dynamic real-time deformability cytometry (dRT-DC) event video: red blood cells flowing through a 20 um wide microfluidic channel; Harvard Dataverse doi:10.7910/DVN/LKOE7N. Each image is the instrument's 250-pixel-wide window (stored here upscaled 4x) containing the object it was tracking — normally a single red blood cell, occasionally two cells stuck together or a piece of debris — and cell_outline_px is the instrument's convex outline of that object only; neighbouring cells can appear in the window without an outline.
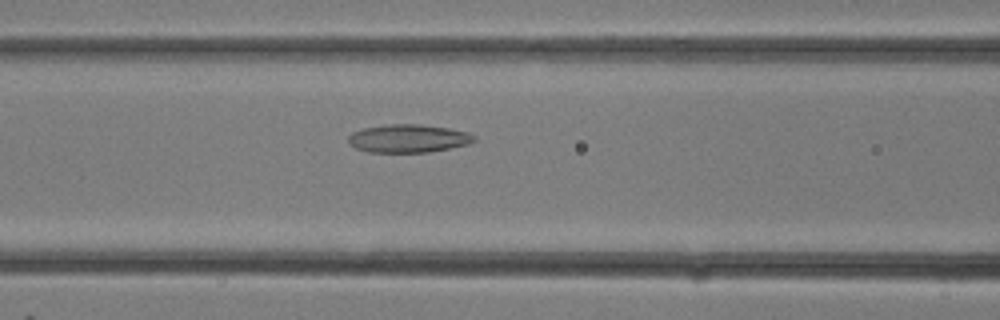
{"species": "common noctule bat (a hibernating species)", "species_latin": "Nyctalus noctula", "temperature_condition": "room temperature", "stored_images_in_passage": 14, "camera_frame_rate_fps": 3000, "um_per_image_px": 0.085, "animal": {"sex": "female"}, "frame": {"image": 1, "passage_image": 12, "time_ms": 3.667, "image_size_px": [1000, 320], "cell_outline_px": [[476, 140], [468, 144], [428, 152], [368, 152], [356, 148], [348, 144], [348, 136], [352, 132], [364, 128], [388, 124], [420, 124], [448, 128], [468, 132], [476, 136]], "centroid_in_image_um": [34.69, 11.76], "position_along_channel_um": 131.9, "area_um2": 20.63}}
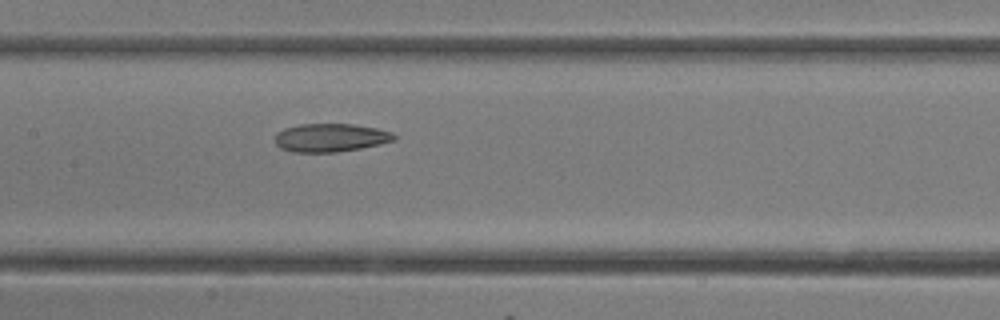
{"frame": {"image": 2, "passage_image": 14, "time_ms": 4.333, "image_size_px": [1000, 320], "cell_outline_px": [[396, 140], [380, 144], [360, 148], [336, 152], [292, 152], [280, 148], [276, 144], [276, 132], [284, 128], [300, 124], [352, 124], [376, 128], [392, 132], [396, 136]], "centroid_in_image_um": [28.09, 11.7], "position_along_channel_um": 179.3, "area_um2": 19.65}}